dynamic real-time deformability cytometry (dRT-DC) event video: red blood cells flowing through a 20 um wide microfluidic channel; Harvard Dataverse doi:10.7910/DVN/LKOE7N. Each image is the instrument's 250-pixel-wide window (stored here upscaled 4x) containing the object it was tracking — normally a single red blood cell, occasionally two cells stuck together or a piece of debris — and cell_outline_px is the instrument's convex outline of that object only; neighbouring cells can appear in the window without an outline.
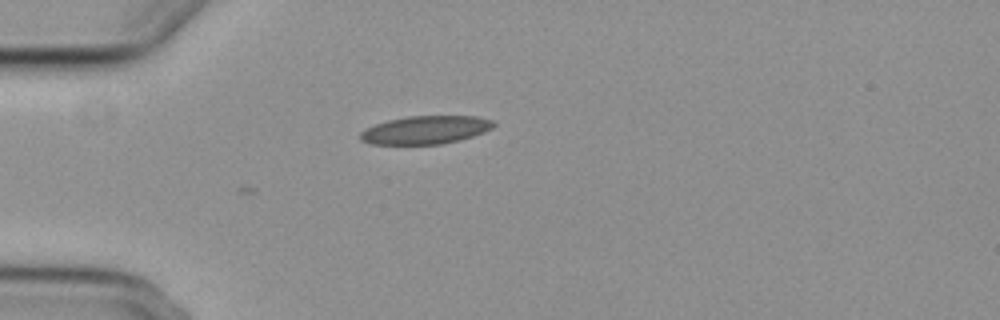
{"species": "common noctule bat (a hibernating species)", "species_latin": "Nyctalus noctula", "temperature_condition": "cold", "stored_images_in_passage": 8, "camera_frame_rate_fps": 3000, "um_per_image_px": 0.085, "animal": {"sex": "female", "body_mass_g": 29.2, "forearm_length_mm": 56.3}, "frame": {"image": 1, "passage_image": 1, "time_ms": 0.0, "image_size_px": [1000, 320], "cell_outline_px": [[496, 124], [492, 128], [484, 132], [460, 140], [440, 144], [368, 144], [360, 140], [360, 132], [376, 124], [388, 120], [408, 116], [476, 116], [492, 120]], "centroid_in_image_um": [36.17, 11.04], "position_along_channel_um": 48.8, "area_um2": 21.79}}
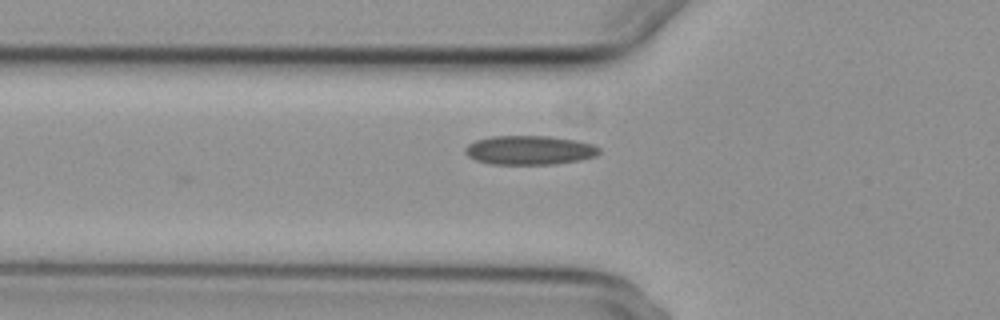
{"frame": {"image": 2, "passage_image": 5, "time_ms": 1.333, "image_size_px": [1000, 320], "cell_outline_px": [[600, 152], [596, 156], [580, 160], [556, 164], [492, 164], [476, 160], [468, 156], [464, 152], [464, 148], [468, 144], [476, 140], [492, 136], [548, 136], [576, 140], [592, 144], [600, 148]], "centroid_in_image_um": [45.01, 12.76], "position_along_channel_um": 80.8, "area_um2": 22.77}}